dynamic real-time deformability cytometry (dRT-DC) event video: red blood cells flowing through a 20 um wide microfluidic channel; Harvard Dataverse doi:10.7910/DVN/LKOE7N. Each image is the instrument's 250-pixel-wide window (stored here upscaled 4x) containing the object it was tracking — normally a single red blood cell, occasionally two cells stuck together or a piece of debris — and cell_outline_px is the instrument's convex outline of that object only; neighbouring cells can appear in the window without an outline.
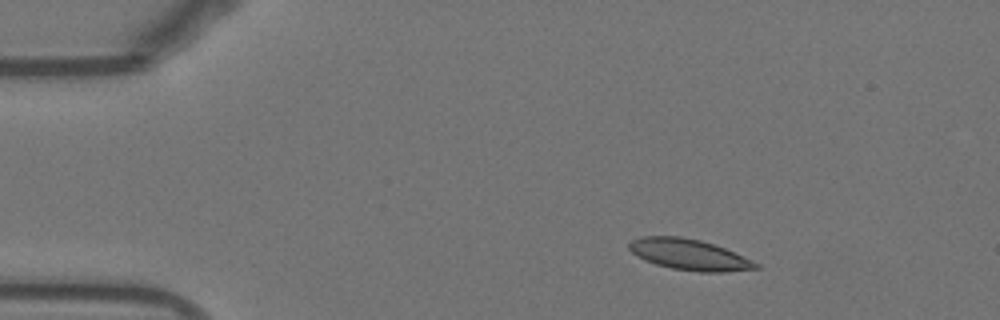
{"species": "Egyptian fruit bat (a non-hibernating species)", "species_latin": "Rousettus aegyptiacus", "temperature_condition": "warm", "stored_images_in_passage": 45, "camera_frame_rate_fps": 3000, "um_per_image_px": 0.085, "animal": {"sex": "female"}, "frame": {"image": 1, "passage_image": 1, "time_ms": 0.0, "image_size_px": [1000, 320], "cell_outline_px": [[760, 268], [724, 272], [700, 272], [672, 268], [656, 264], [644, 260], [632, 252], [628, 248], [628, 244], [632, 240], [640, 236], [680, 236], [700, 240], [724, 248], [752, 260], [760, 264]], "centroid_in_image_um": [58.57, 21.64], "position_along_channel_um": 26.4, "area_um2": 22.72}}
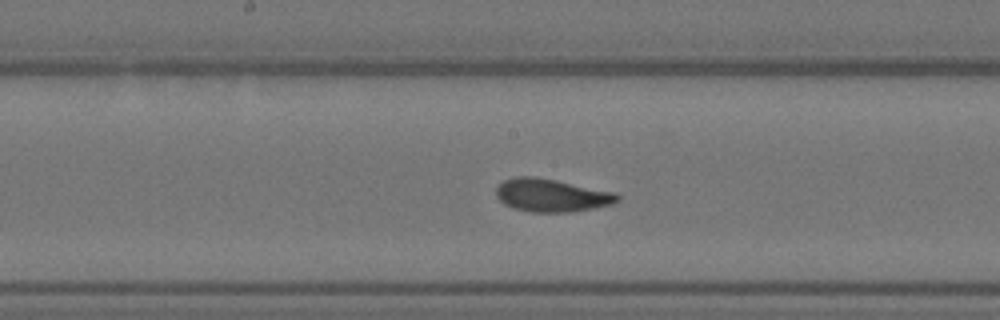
{"frame": {"image": 2, "passage_image": 20, "time_ms": 6.333, "image_size_px": [1000, 320], "cell_outline_px": [[620, 200], [612, 204], [592, 208], [568, 212], [528, 212], [512, 208], [504, 204], [496, 196], [496, 188], [504, 180], [516, 176], [532, 176], [556, 180], [616, 192], [620, 196]], "centroid_in_image_um": [46.87, 16.6], "position_along_channel_um": 201.3, "area_um2": 23.35}}
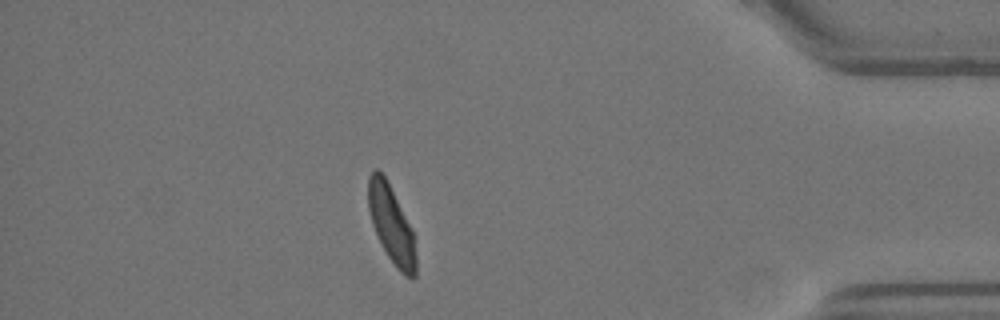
{"frame": {"image": 3, "passage_image": 39, "time_ms": 12.667, "image_size_px": [1000, 320], "cell_outline_px": [[416, 276], [412, 280], [404, 276], [396, 268], [388, 256], [372, 224], [368, 208], [368, 176], [372, 168], [376, 168], [384, 176], [416, 236]], "centroid_in_image_um": [33.29, 19.12], "position_along_channel_um": 401.9, "area_um2": 21.56}, "authors_computed_cell_mechanics": {"area_um2": 23.0044, "velocity_mm_per_s": 3.8153, "shape_relaxation_time_tau1_ms": 4.3149, "shape_relaxation_time_tau2_ms": 1.171, "deformation_change_tau1": 0.1491, "deformation_change_tau2": 0.0724}}